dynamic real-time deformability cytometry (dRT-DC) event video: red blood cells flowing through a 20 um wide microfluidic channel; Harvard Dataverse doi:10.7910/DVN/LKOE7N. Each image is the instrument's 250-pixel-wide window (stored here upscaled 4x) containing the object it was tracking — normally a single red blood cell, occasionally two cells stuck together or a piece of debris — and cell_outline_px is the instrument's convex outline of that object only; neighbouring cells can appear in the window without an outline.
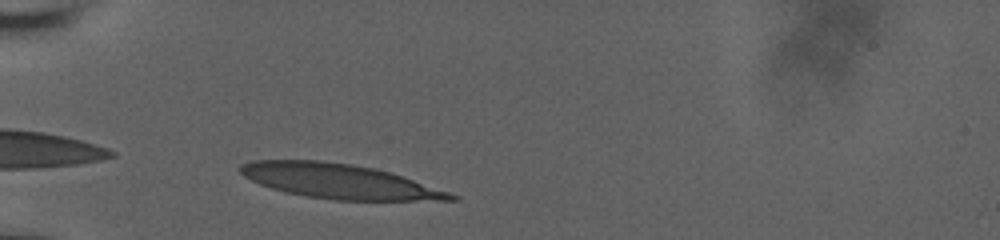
{"species": "human", "species_latin": "Homo sapiens", "temperature_condition": "room temperature", "stored_images_in_passage": 31, "camera_frame_rate_fps": 3000, "um_per_image_px": 0.085, "donor": {"sex": "male"}, "frame": {"image": 1, "passage_image": 1, "time_ms": 0.0, "image_size_px": [1000, 240], "cell_outline_px": [[460, 200], [332, 200], [284, 192], [260, 184], [244, 176], [240, 172], [240, 164], [252, 160], [320, 160], [352, 164], [376, 168], [392, 172], [404, 176], [460, 196]], "centroid_in_image_um": [28.85, 15.4], "position_along_channel_um": 56.1, "area_um2": 42.48}}
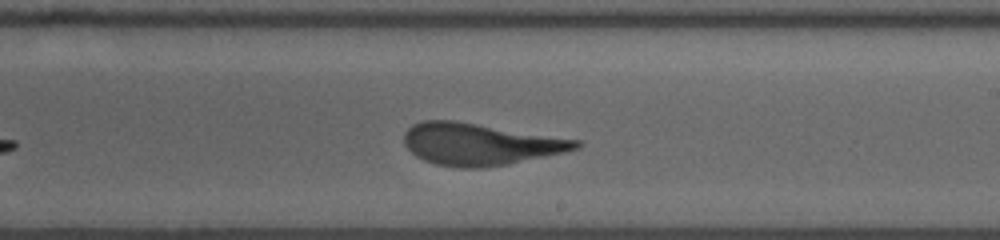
{"frame": {"image": 2, "passage_image": 18, "time_ms": 5.667, "image_size_px": [1000, 240], "cell_outline_px": [[584, 144], [580, 148], [564, 152], [508, 164], [480, 168], [464, 168], [436, 164], [424, 160], [416, 156], [404, 144], [404, 132], [412, 124], [424, 120], [452, 120], [580, 140]], "centroid_in_image_um": [40.79, 12.25], "position_along_channel_um": 248.2, "area_um2": 41.67}}
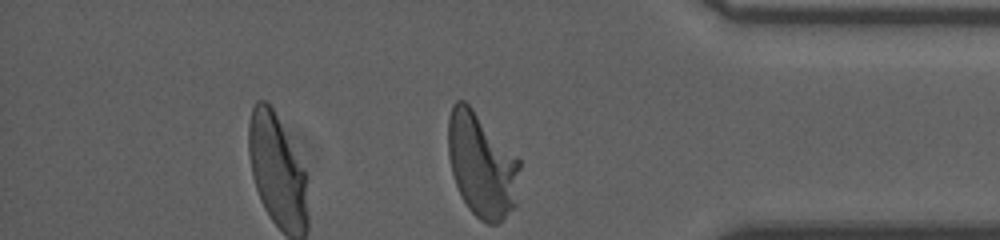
{"frame": {"image": 3, "passage_image": 31, "time_ms": 10.0, "image_size_px": [1000, 240], "cell_outline_px": [[520, 168], [516, 204], [496, 224], [488, 224], [480, 220], [468, 208], [456, 184], [452, 172], [448, 156], [448, 120], [452, 104], [456, 100], [464, 100], [472, 108], [520, 160]], "centroid_in_image_um": [40.93, 14.02], "position_along_channel_um": 394.3, "area_um2": 43.06}, "authors_computed_cell_mechanics": {"area_um2": 41.9628, "velocity_mm_per_s": 3.7061, "shape_relaxation_time_tau1_ms": 6.5837, "shape_relaxation_time_tau2_ms": 0.7087, "deformation_change_tau1": 0.3037, "deformation_change_tau2": 0.0941}}